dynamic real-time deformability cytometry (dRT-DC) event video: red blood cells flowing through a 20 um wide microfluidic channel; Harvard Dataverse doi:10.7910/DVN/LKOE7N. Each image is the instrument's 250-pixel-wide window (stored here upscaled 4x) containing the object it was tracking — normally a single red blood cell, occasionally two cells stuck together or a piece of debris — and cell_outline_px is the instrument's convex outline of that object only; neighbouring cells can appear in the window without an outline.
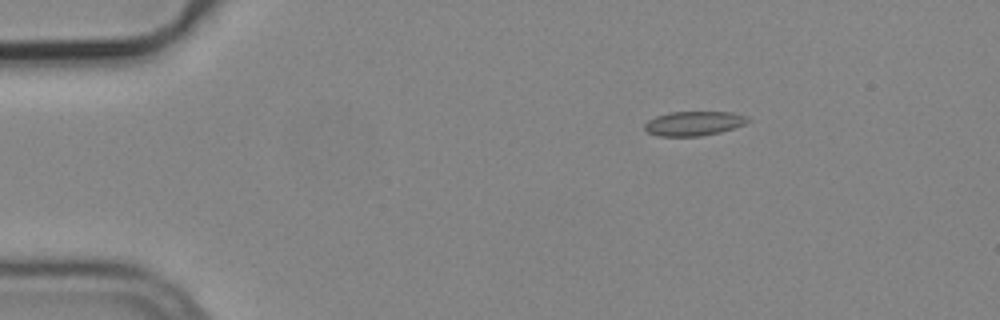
{"species": "common noctule bat (a hibernating species)", "species_latin": "Nyctalus noctula", "temperature_condition": "cold", "stored_images_in_passage": 4, "camera_frame_rate_fps": 3000, "um_per_image_px": 0.085, "animal": {"sex": "male", "body_mass_g": 19.2, "forearm_length_mm": 51.8}, "frame": {"image": 1, "passage_image": 2, "time_ms": 0.333, "image_size_px": [1000, 320], "cell_outline_px": [[752, 120], [744, 124], [720, 132], [700, 136], [656, 136], [648, 132], [644, 128], [644, 124], [648, 120], [656, 116], [668, 112], [732, 112], [748, 116]], "centroid_in_image_um": [58.97, 10.48], "position_along_channel_um": 26.0, "area_um2": 14.74}}
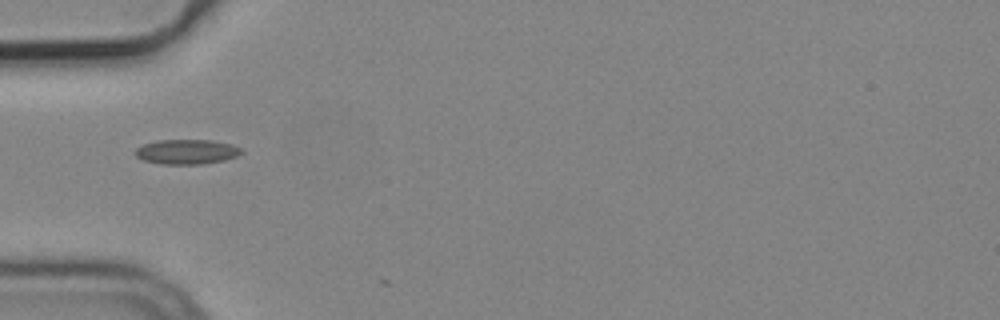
{"frame": {"image": 2, "passage_image": 4, "time_ms": 1.0, "image_size_px": [1000, 320], "cell_outline_px": [[244, 152], [236, 156], [224, 160], [204, 164], [160, 164], [144, 160], [136, 156], [132, 152], [136, 148], [144, 144], [156, 140], [212, 140], [232, 144], [240, 148]], "centroid_in_image_um": [15.85, 12.9], "position_along_channel_um": 69.1, "area_um2": 15.43}}